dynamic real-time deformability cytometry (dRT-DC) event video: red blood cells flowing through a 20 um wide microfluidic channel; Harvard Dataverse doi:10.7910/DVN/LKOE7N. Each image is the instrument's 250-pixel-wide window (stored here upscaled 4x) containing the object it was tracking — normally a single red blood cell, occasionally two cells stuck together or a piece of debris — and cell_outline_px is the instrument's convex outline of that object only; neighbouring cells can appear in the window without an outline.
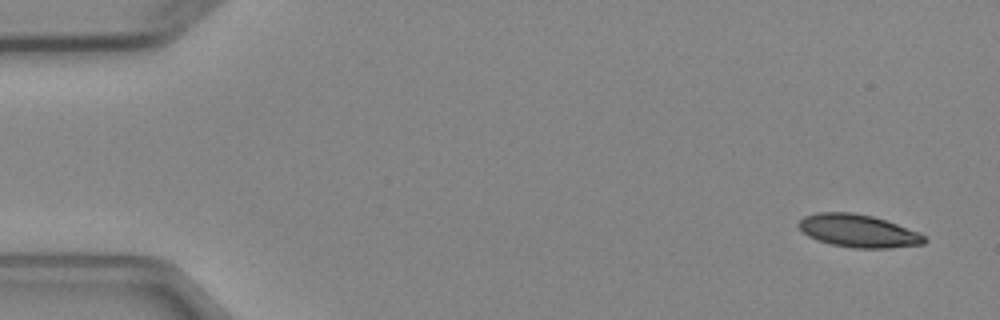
{"species": "Egyptian fruit bat (a non-hibernating species)", "species_latin": "Rousettus aegyptiacus", "temperature_condition": "cold", "stored_images_in_passage": 5, "camera_frame_rate_fps": 3000, "um_per_image_px": 0.085, "animal": {"sex": "female"}, "frame": {"image": 1, "passage_image": 1, "time_ms": 0.0, "image_size_px": [1000, 320], "cell_outline_px": [[928, 240], [924, 244], [888, 248], [852, 248], [832, 244], [808, 236], [796, 224], [804, 216], [816, 212], [852, 212], [872, 216], [920, 232]], "centroid_in_image_um": [72.96, 19.62], "position_along_channel_um": 12.0, "area_um2": 23.93}}
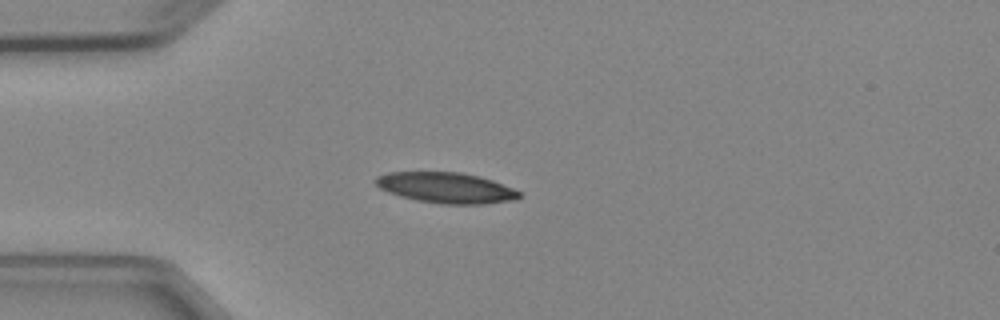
{"frame": {"image": 2, "passage_image": 4, "time_ms": 3.667, "image_size_px": [1000, 320], "cell_outline_px": [[520, 196], [516, 200], [484, 204], [440, 204], [416, 200], [400, 196], [388, 192], [380, 188], [376, 184], [376, 176], [388, 172], [460, 172], [480, 176], [492, 180], [512, 188], [520, 192]], "centroid_in_image_um": [37.92, 15.96], "position_along_channel_um": 47.1, "area_um2": 25.66}}